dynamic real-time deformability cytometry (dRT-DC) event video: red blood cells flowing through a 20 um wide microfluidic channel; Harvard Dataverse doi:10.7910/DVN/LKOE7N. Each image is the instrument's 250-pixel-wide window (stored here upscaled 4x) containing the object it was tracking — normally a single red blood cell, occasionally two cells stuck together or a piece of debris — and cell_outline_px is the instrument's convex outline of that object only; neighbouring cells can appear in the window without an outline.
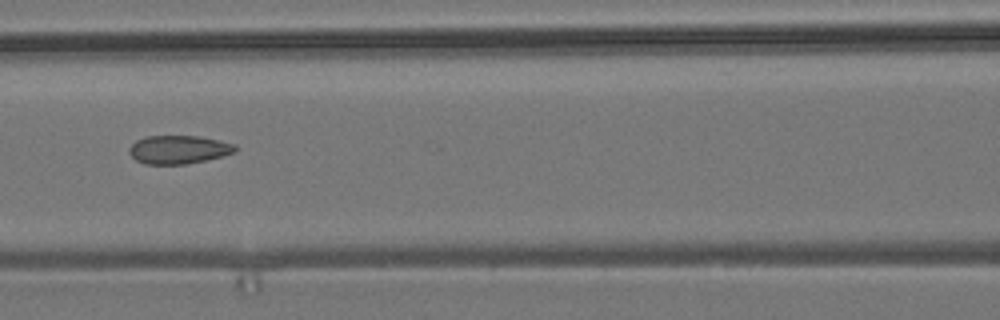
{"species": "common noctule bat (a hibernating species)", "species_latin": "Nyctalus noctula", "temperature_condition": "room temperature", "stored_images_in_passage": 8, "camera_frame_rate_fps": 3000, "um_per_image_px": 0.085, "animal": {"sex": "male", "body_mass_g": 19.2, "forearm_length_mm": 51.8}, "frame": {"image": 1, "passage_image": 7, "time_ms": 7.0, "image_size_px": [1000, 320], "cell_outline_px": [[236, 152], [224, 156], [184, 164], [144, 164], [136, 160], [128, 152], [128, 148], [136, 140], [144, 136], [200, 136], [236, 144]], "centroid_in_image_um": [15.17, 12.71], "position_along_channel_um": 151.4, "area_um2": 17.63}}
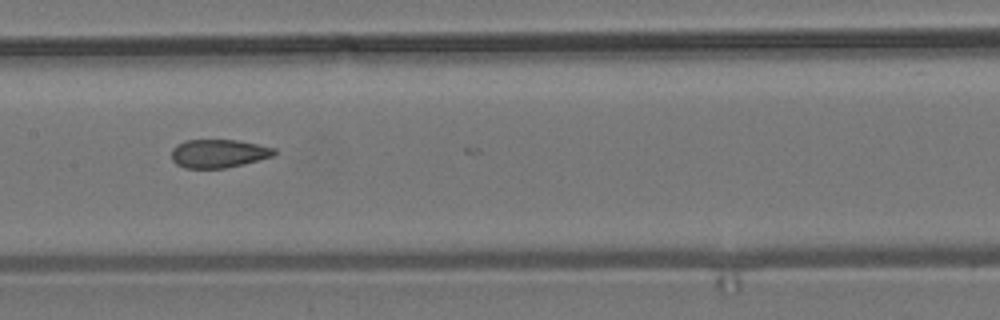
{"frame": {"image": 2, "passage_image": 8, "time_ms": 8.0, "image_size_px": [1000, 320], "cell_outline_px": [[276, 152], [272, 156], [244, 164], [224, 168], [184, 168], [176, 164], [172, 160], [172, 148], [176, 144], [184, 140], [240, 140], [276, 148]], "centroid_in_image_um": [18.56, 13.04], "position_along_channel_um": 188.8, "area_um2": 17.11}}